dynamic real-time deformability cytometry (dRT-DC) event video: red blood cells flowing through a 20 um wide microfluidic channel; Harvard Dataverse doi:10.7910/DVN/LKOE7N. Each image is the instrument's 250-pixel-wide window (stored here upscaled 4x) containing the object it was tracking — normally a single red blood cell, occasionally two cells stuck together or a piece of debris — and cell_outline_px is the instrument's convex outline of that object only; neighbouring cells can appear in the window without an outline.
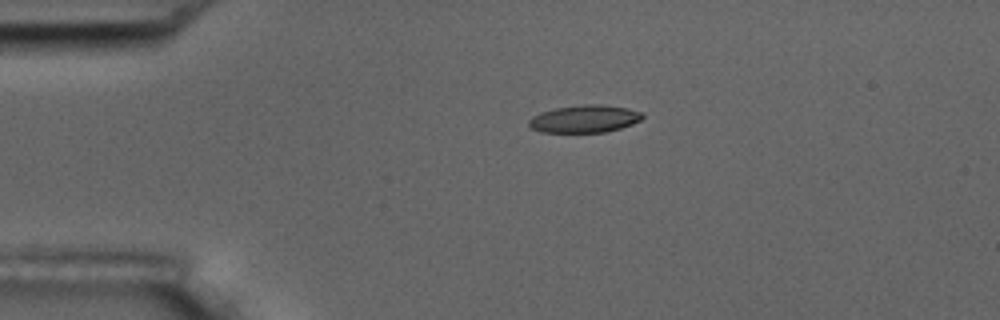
{"species": "common noctule bat (a hibernating species)", "species_latin": "Nyctalus noctula", "temperature_condition": "room temperature", "stored_images_in_passage": 15, "camera_frame_rate_fps": 3000, "um_per_image_px": 0.085, "animal": {"sex": "male", "body_mass_g": 17.5, "forearm_length_mm": 52.3}, "frame": {"image": 1, "passage_image": 3, "time_ms": 2.333, "image_size_px": [1000, 320], "cell_outline_px": [[644, 116], [640, 120], [632, 124], [620, 128], [604, 132], [540, 132], [532, 128], [528, 124], [528, 120], [532, 116], [540, 112], [556, 108], [584, 104], [604, 104], [628, 108], [640, 112]], "centroid_in_image_um": [49.67, 10.09], "position_along_channel_um": 35.3, "area_um2": 18.21}}
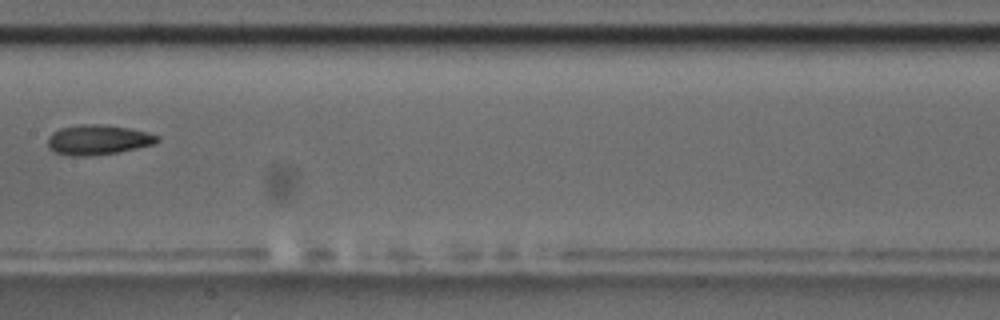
{"frame": {"image": 2, "passage_image": 7, "time_ms": 8.0, "image_size_px": [1000, 320], "cell_outline_px": [[160, 140], [152, 144], [136, 148], [116, 152], [88, 156], [72, 156], [56, 152], [48, 148], [48, 136], [52, 132], [60, 128], [80, 124], [100, 124], [128, 128], [148, 132], [160, 136]], "centroid_in_image_um": [8.31, 11.87], "position_along_channel_um": 199.1, "area_um2": 19.02}}
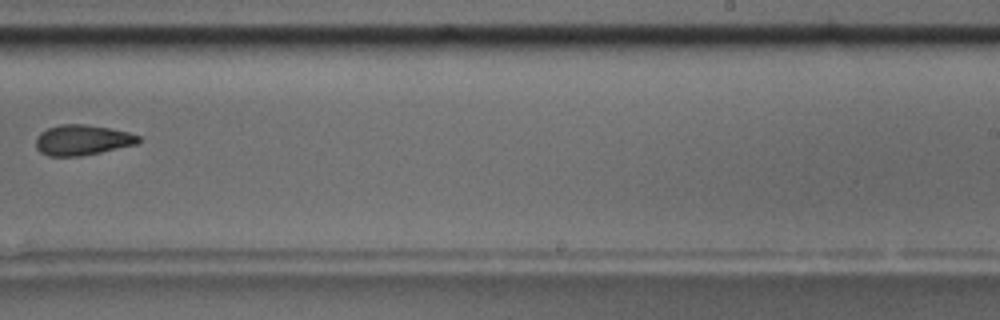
{"frame": {"image": 3, "passage_image": 9, "time_ms": 10.333, "image_size_px": [1000, 320], "cell_outline_px": [[140, 140], [136, 144], [100, 152], [80, 156], [48, 156], [40, 152], [36, 148], [36, 136], [40, 132], [48, 128], [60, 124], [84, 124], [108, 128], [128, 132], [140, 136]], "centroid_in_image_um": [6.95, 11.9], "position_along_channel_um": 282.0, "area_um2": 18.09}, "authors_computed_cell_mechanics": {"area_um2": 18.3226, "velocity_mm_per_s": 3.5573, "shape_relaxation_time_tau1_ms": 3.0078, "shape_relaxation_time_tau2_ms": 4.4972, "deformation_change_tau1": 0.1211, "deformation_change_tau2": 0.1104}}